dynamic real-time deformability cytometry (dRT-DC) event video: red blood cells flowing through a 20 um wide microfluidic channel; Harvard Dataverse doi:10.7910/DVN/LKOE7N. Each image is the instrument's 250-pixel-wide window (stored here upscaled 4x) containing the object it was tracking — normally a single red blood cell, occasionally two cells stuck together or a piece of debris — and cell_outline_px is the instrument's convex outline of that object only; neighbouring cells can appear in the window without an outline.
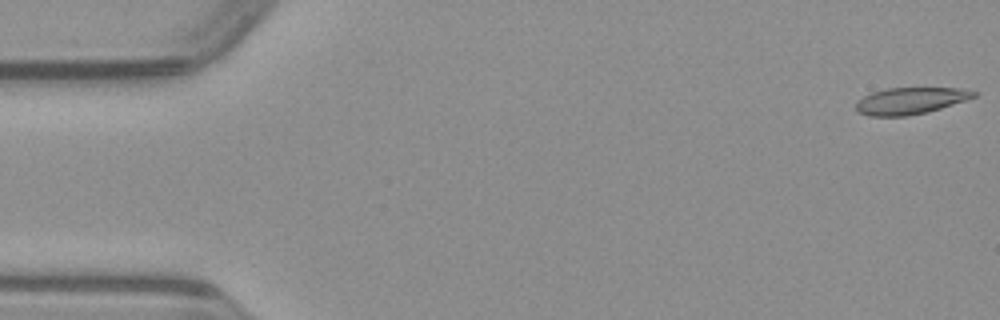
{"species": "common noctule bat (a hibernating species)", "species_latin": "Nyctalus noctula", "temperature_condition": "warm", "stored_images_in_passage": 49, "camera_frame_rate_fps": 3000, "um_per_image_px": 0.085, "animal": {"sex": "male", "body_mass_g": 23.1, "forearm_length_mm": 52.7}, "frame": {"image": 1, "passage_image": 1, "time_ms": 0.0, "image_size_px": [1000, 320], "cell_outline_px": [[976, 96], [928, 112], [908, 116], [868, 116], [856, 112], [856, 104], [864, 96], [872, 92], [888, 88], [960, 88], [976, 92]], "centroid_in_image_um": [77.34, 8.57], "position_along_channel_um": 7.7, "area_um2": 18.15}}
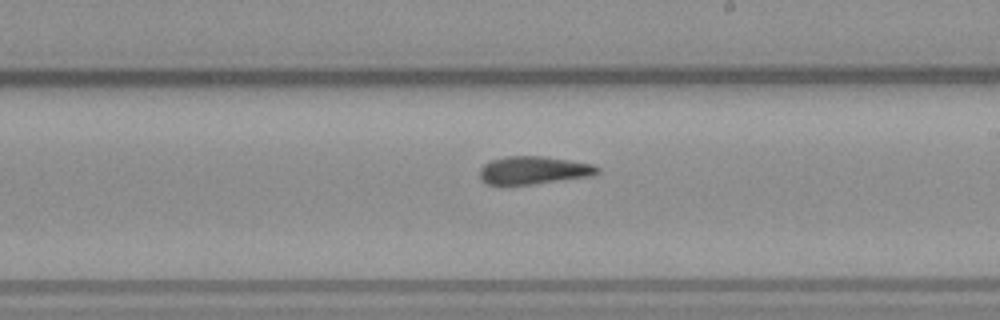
{"frame": {"image": 2, "passage_image": 28, "time_ms": 9.0, "image_size_px": [1000, 320], "cell_outline_px": [[600, 172], [592, 176], [532, 184], [484, 184], [480, 180], [480, 168], [484, 164], [492, 160], [504, 156], [544, 156], [592, 164], [600, 168]], "centroid_in_image_um": [45.35, 14.47], "position_along_channel_um": 243.7, "area_um2": 19.13}}
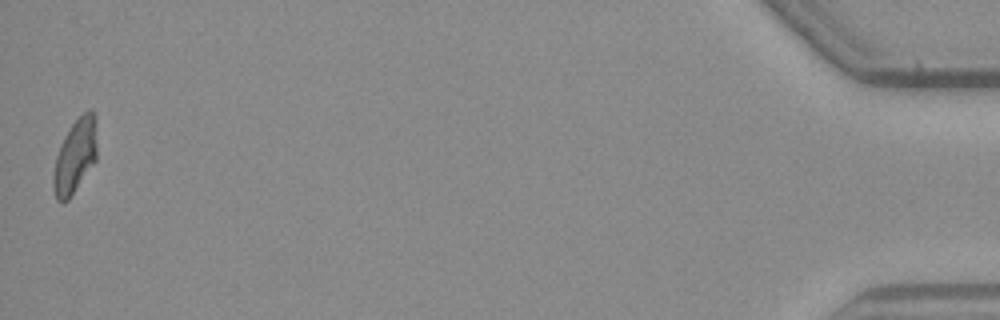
{"frame": {"image": 3, "passage_image": 49, "time_ms": 16.0, "image_size_px": [1000, 320], "cell_outline_px": [[96, 160], [68, 200], [64, 204], [60, 204], [56, 200], [52, 188], [52, 172], [56, 156], [60, 144], [68, 128], [88, 108], [92, 108], [96, 116]], "centroid_in_image_um": [6.36, 13.28], "position_along_channel_um": 428.8, "area_um2": 19.25}}